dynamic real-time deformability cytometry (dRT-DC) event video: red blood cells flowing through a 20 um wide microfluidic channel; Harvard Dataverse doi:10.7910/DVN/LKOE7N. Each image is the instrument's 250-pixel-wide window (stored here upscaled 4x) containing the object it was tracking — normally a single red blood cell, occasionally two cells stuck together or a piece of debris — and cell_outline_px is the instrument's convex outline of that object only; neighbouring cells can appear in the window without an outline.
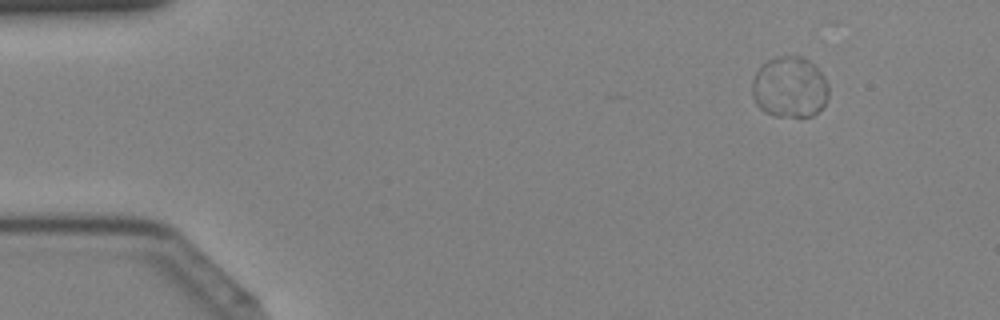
{"species": "Egyptian fruit bat (a non-hibernating species)", "species_latin": "Rousettus aegyptiacus", "temperature_condition": "cold", "stored_images_in_passage": 19, "camera_frame_rate_fps": 3000, "um_per_image_px": 0.085, "animal": {"sex": "female"}, "frame": {"image": 1, "passage_image": 1, "time_ms": 0.0, "image_size_px": [1000, 320], "cell_outline_px": [[828, 96], [824, 104], [812, 116], [772, 116], [764, 112], [756, 104], [752, 96], [752, 80], [756, 72], [768, 60], [780, 56], [800, 56], [808, 60], [824, 76], [828, 84]], "centroid_in_image_um": [67.1, 7.42], "position_along_channel_um": 17.9, "area_um2": 27.11}}
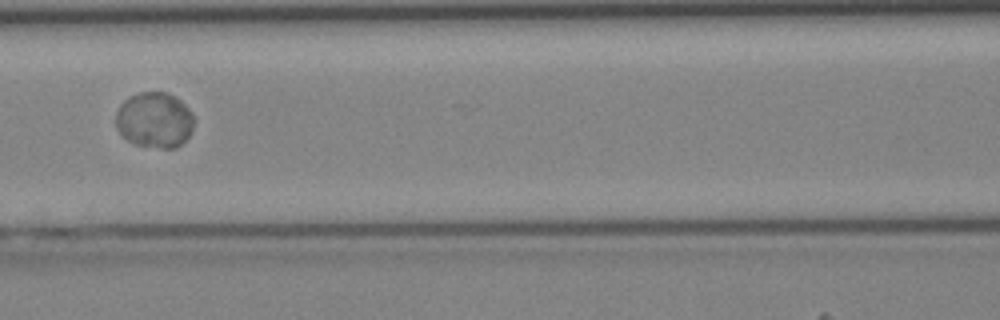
{"frame": {"image": 2, "passage_image": 16, "time_ms": 5.0, "image_size_px": [1000, 320], "cell_outline_px": [[196, 120], [192, 132], [176, 148], [164, 148], [136, 144], [128, 140], [116, 128], [116, 112], [120, 104], [128, 96], [140, 92], [164, 92], [176, 96], [192, 112]], "centroid_in_image_um": [13.16, 10.18], "position_along_channel_um": 153.4, "area_um2": 25.49}}
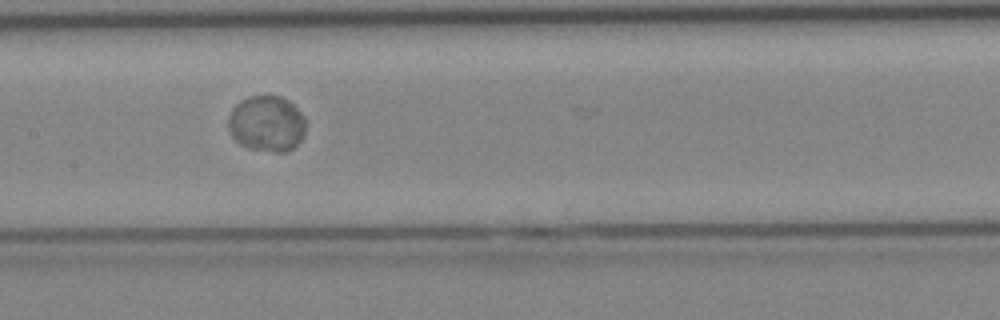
{"frame": {"image": 3, "passage_image": 18, "time_ms": 5.667, "image_size_px": [1000, 320], "cell_outline_px": [[304, 132], [300, 140], [292, 148], [284, 152], [276, 152], [248, 148], [240, 144], [232, 136], [228, 128], [228, 120], [232, 108], [240, 100], [248, 96], [280, 96], [288, 100], [304, 116]], "centroid_in_image_um": [22.64, 10.5], "position_along_channel_um": 184.8, "area_um2": 25.09}}